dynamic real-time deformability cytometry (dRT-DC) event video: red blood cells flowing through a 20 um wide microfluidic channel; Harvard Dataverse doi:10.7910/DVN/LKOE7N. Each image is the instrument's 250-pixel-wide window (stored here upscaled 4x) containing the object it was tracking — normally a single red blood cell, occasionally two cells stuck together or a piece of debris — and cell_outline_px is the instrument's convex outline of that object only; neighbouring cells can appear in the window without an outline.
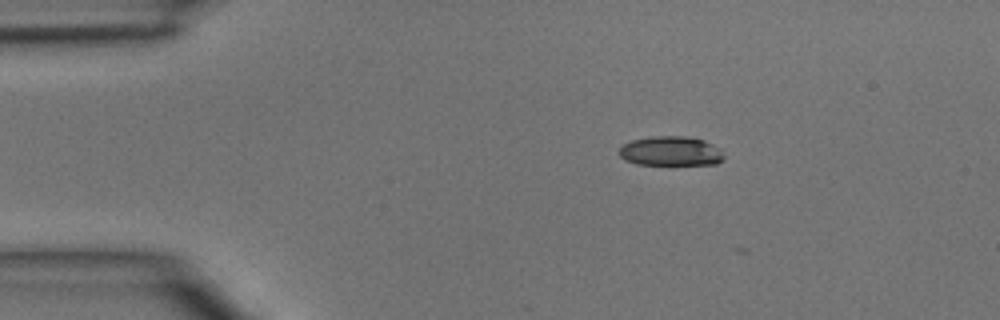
{"species": "common noctule bat (a hibernating species)", "species_latin": "Nyctalus noctula", "temperature_condition": "room temperature", "stored_images_in_passage": 3, "camera_frame_rate_fps": 3000, "um_per_image_px": 0.085, "animal": {"sex": "male", "body_mass_g": 15.6}, "frame": {"image": 1, "passage_image": 1, "time_ms": 0.0, "image_size_px": [1000, 320], "cell_outline_px": [[724, 160], [716, 164], [636, 164], [624, 160], [620, 156], [620, 148], [624, 144], [632, 140], [652, 136], [684, 136], [704, 140], [720, 148], [724, 156]], "centroid_in_image_um": [57.03, 12.84], "position_along_channel_um": 28.0, "area_um2": 17.98}}